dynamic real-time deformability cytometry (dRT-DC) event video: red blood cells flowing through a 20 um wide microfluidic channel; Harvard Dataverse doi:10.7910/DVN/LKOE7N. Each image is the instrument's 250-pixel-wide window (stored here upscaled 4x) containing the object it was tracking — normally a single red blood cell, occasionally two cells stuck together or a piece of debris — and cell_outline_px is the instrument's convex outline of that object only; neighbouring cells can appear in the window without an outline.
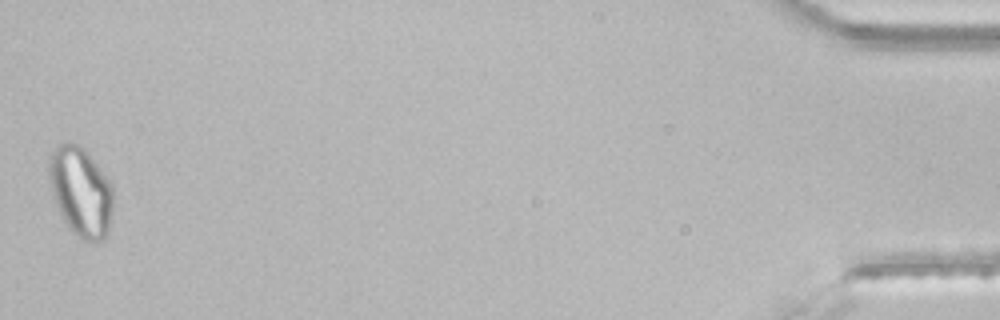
{"species": "common noctule bat (a hibernating species)", "species_latin": "Nyctalus noctula", "temperature_condition": "room temperature", "stored_images_in_passage": 33, "segment_of_instrument_passage": [2, 2], "camera_frame_rate_fps": 3000, "um_per_image_px": 0.085, "animal": {"sex": "male", "body_mass_g": 21.5, "forearm_length_mm": 52.0}, "frame": {"image": 1, "passage_image": 33, "time_ms": 10.667, "image_size_px": [1000, 320], "cell_outline_px": [[112, 216], [108, 232], [104, 240], [96, 244], [92, 244], [76, 236], [72, 232], [64, 220], [56, 204], [52, 192], [48, 176], [48, 164], [52, 152], [56, 144], [64, 140], [68, 140], [84, 148], [88, 152], [112, 184]], "centroid_in_image_um": [6.87, 16.29], "position_along_channel_um": 428.3, "area_um2": 33.99}}